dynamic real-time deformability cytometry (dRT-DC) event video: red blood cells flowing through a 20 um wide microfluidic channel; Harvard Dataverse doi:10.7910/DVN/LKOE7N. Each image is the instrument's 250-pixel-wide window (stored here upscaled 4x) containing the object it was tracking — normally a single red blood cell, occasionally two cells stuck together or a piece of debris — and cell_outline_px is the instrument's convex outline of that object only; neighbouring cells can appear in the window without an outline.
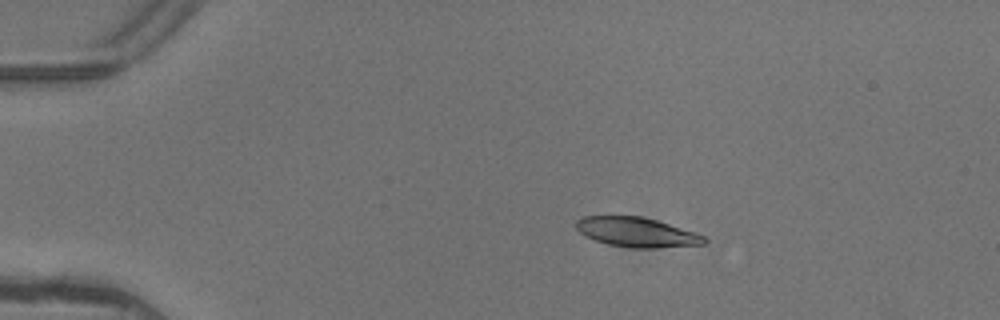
{"species": "common noctule bat (a hibernating species)", "species_latin": "Nyctalus noctula", "temperature_condition": "warm", "stored_images_in_passage": 7, "camera_frame_rate_fps": 3000, "um_per_image_px": 0.085, "animal": {"sex": "female"}, "frame": {"image": 1, "passage_image": 3, "time_ms": 0.667, "image_size_px": [1000, 320], "cell_outline_px": [[708, 240], [704, 244], [656, 248], [632, 248], [608, 244], [584, 236], [576, 228], [576, 220], [584, 216], [640, 216], [656, 220], [696, 232], [704, 236]], "centroid_in_image_um": [54.13, 19.74], "position_along_channel_um": 30.9, "area_um2": 22.08}}
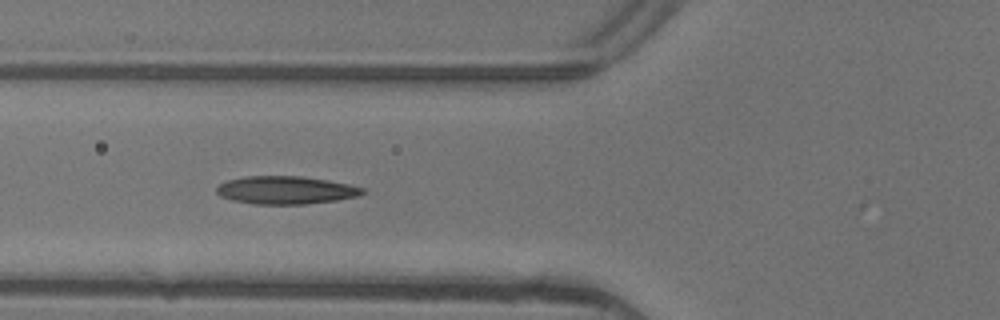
{"frame": {"image": 2, "passage_image": 6, "time_ms": 1.667, "image_size_px": [1000, 320], "cell_outline_px": [[364, 192], [356, 196], [336, 200], [304, 204], [252, 204], [232, 200], [220, 196], [216, 192], [216, 188], [220, 184], [228, 180], [248, 176], [300, 176], [328, 180], [348, 184], [364, 188]], "centroid_in_image_um": [24.26, 16.16], "position_along_channel_um": 101.5, "area_um2": 23.58}}
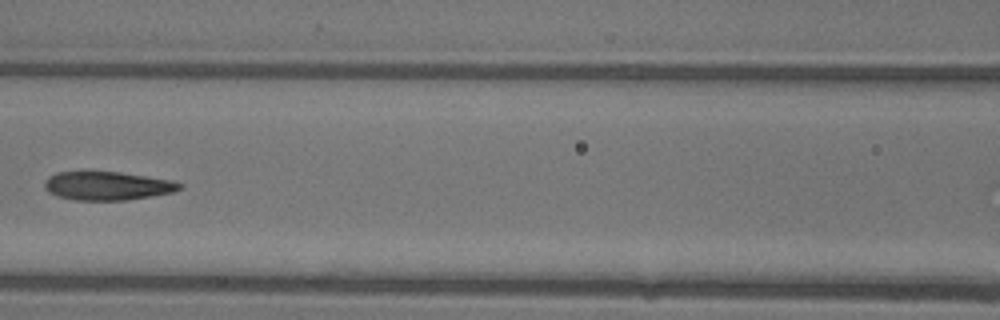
{"frame": {"image": 3, "passage_image": 7, "time_ms": 2.0, "image_size_px": [1000, 320], "cell_outline_px": [[184, 184], [180, 188], [172, 192], [128, 200], [76, 200], [60, 196], [48, 192], [44, 184], [48, 176], [56, 172], [120, 172], [168, 180]], "centroid_in_image_um": [9.1, 15.79], "position_along_channel_um": 157.5, "area_um2": 22.08}}